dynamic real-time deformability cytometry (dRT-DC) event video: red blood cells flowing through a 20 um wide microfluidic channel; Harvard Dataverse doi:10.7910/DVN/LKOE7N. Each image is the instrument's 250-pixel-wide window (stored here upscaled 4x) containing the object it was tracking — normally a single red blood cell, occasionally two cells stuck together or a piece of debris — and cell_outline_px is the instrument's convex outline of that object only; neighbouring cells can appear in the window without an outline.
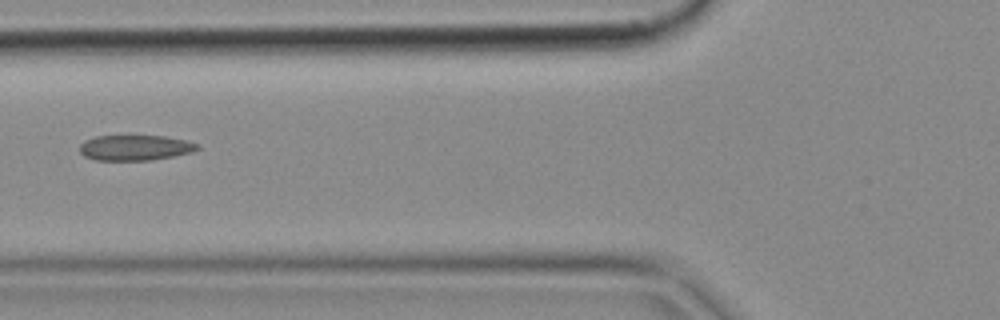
{"species": "common noctule bat (a hibernating species)", "species_latin": "Nyctalus noctula", "temperature_condition": "cold", "stored_images_in_passage": 6, "camera_frame_rate_fps": 3000, "um_per_image_px": 0.085, "animal": {"sex": "female", "body_mass_g": 18.4}, "frame": {"image": 1, "passage_image": 5, "time_ms": 1.333, "image_size_px": [1000, 320], "cell_outline_px": [[200, 148], [192, 152], [172, 156], [148, 160], [96, 160], [84, 156], [80, 152], [80, 144], [84, 140], [96, 136], [164, 136], [188, 140], [200, 144]], "centroid_in_image_um": [11.5, 12.55], "position_along_channel_um": 114.3, "area_um2": 17.46}}
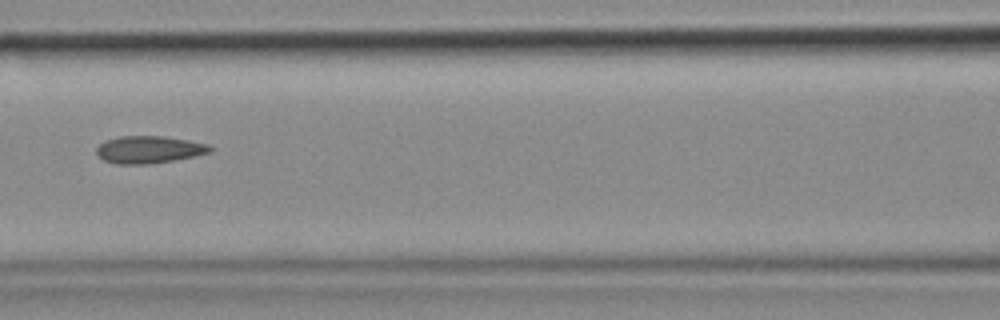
{"frame": {"image": 2, "passage_image": 6, "time_ms": 1.667, "image_size_px": [1000, 320], "cell_outline_px": [[212, 152], [172, 160], [148, 164], [116, 164], [104, 160], [96, 152], [96, 148], [104, 140], [120, 136], [160, 136], [188, 140], [208, 144], [212, 148]], "centroid_in_image_um": [12.64, 12.71], "position_along_channel_um": 154.0, "area_um2": 17.92}}